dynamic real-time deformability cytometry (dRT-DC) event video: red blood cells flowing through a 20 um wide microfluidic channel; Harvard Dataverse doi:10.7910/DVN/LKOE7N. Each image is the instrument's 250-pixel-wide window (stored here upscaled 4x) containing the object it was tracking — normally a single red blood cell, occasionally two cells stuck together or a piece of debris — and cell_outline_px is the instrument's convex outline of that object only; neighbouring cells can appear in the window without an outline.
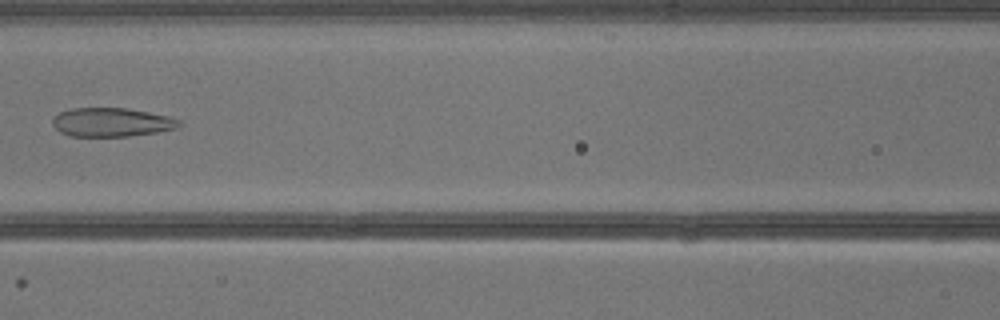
{"species": "common noctule bat (a hibernating species)", "species_latin": "Nyctalus noctula", "temperature_condition": "warm", "stored_images_in_passage": 34, "camera_frame_rate_fps": 3000, "um_per_image_px": 0.085, "animal": {"sex": "male", "body_mass_g": 13.3}, "frame": {"image": 1, "passage_image": 17, "time_ms": 5.333, "image_size_px": [1000, 320], "cell_outline_px": [[184, 124], [180, 128], [156, 132], [128, 136], [68, 136], [60, 132], [52, 124], [52, 120], [60, 112], [72, 108], [128, 108], [168, 116], [180, 120]], "centroid_in_image_um": [9.52, 10.39], "position_along_channel_um": 157.1, "area_um2": 21.33}}
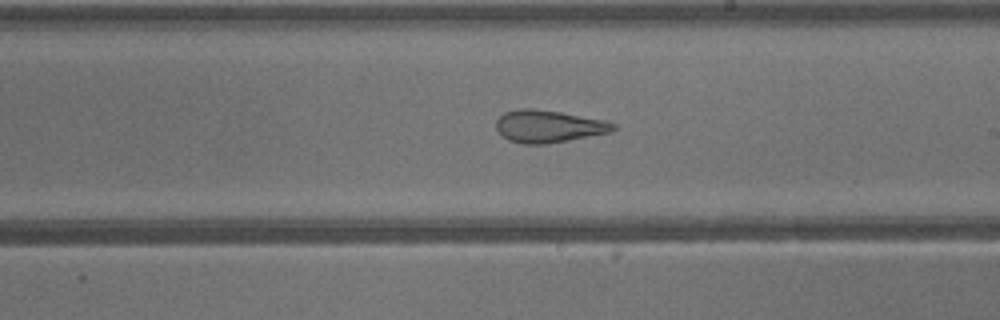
{"frame": {"image": 2, "passage_image": 22, "time_ms": 7.0, "image_size_px": [1000, 320], "cell_outline_px": [[616, 128], [608, 132], [544, 144], [524, 144], [508, 140], [496, 128], [496, 120], [504, 112], [520, 108], [532, 108], [560, 112], [604, 120], [616, 124]], "centroid_in_image_um": [46.57, 10.72], "position_along_channel_um": 242.4, "area_um2": 21.68}}
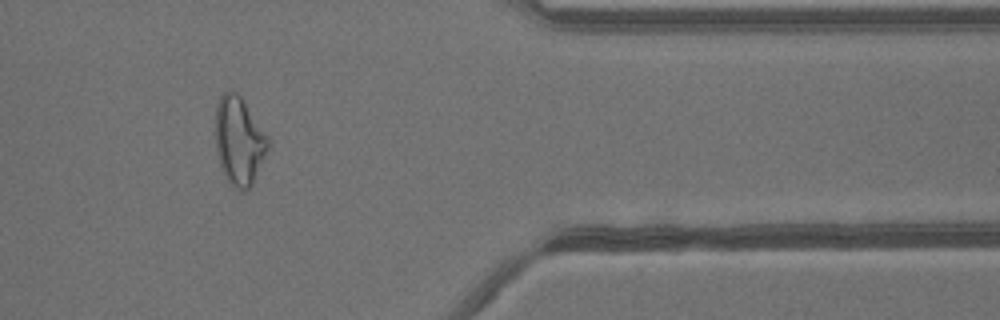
{"frame": {"image": 3, "passage_image": 32, "time_ms": 10.333, "image_size_px": [1000, 320], "cell_outline_px": [[268, 148], [252, 184], [244, 192], [240, 192], [232, 188], [228, 184], [220, 164], [216, 148], [216, 108], [220, 96], [228, 88], [236, 92], [244, 100], [268, 136]], "centroid_in_image_um": [20.31, 11.98], "position_along_channel_um": 391.1, "area_um2": 27.05}}